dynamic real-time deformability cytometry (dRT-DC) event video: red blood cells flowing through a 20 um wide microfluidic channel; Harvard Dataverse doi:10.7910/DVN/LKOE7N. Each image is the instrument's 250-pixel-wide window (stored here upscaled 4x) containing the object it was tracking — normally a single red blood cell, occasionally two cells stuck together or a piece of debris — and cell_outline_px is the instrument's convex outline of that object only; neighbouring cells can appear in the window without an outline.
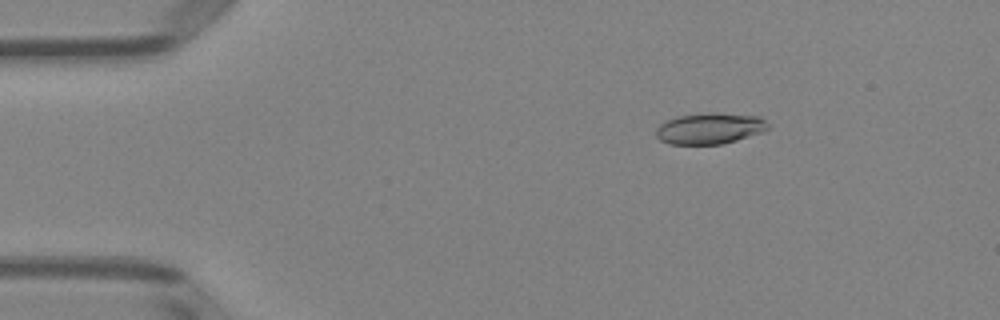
{"species": "Egyptian fruit bat (a non-hibernating species)", "species_latin": "Rousettus aegyptiacus", "temperature_condition": "room temperature", "stored_images_in_passage": 32, "camera_frame_rate_fps": 3000, "um_per_image_px": 0.085, "animal": {"sex": "female"}, "frame": {"image": 1, "passage_image": 8, "time_ms": 2.333, "image_size_px": [1000, 320], "cell_outline_px": [[768, 128], [764, 132], [736, 140], [720, 144], [668, 144], [660, 140], [656, 136], [656, 128], [660, 124], [676, 116], [708, 112], [712, 112], [760, 116], [768, 124]], "centroid_in_image_um": [60.32, 10.91], "position_along_channel_um": 24.7, "area_um2": 20.4}}
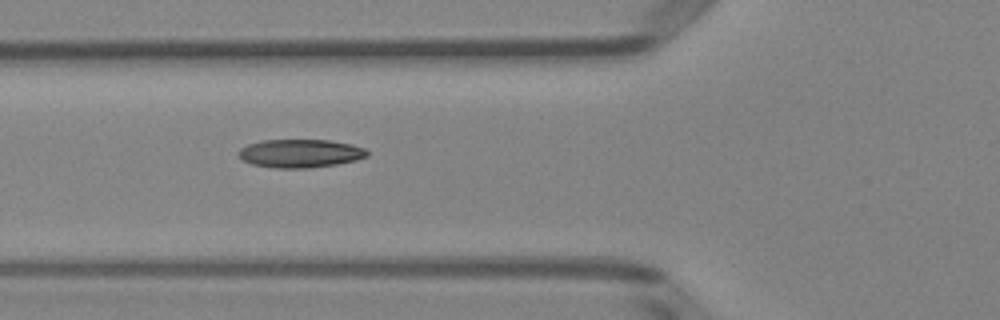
{"frame": {"image": 2, "passage_image": 19, "time_ms": 6.0, "image_size_px": [1000, 320], "cell_outline_px": [[368, 156], [356, 160], [336, 164], [308, 168], [276, 168], [252, 164], [244, 160], [236, 152], [240, 148], [248, 144], [264, 140], [328, 140], [352, 144], [364, 148], [368, 152]], "centroid_in_image_um": [25.52, 13.03], "position_along_channel_um": 100.3, "area_um2": 21.15}}
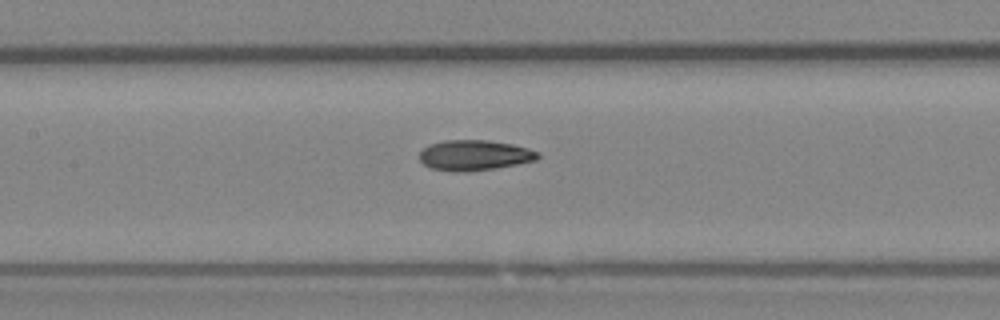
{"frame": {"image": 3, "passage_image": 24, "time_ms": 7.667, "image_size_px": [1000, 320], "cell_outline_px": [[540, 156], [536, 160], [496, 168], [468, 172], [452, 172], [428, 168], [420, 160], [420, 152], [428, 144], [444, 140], [488, 140], [512, 144], [528, 148], [540, 152]], "centroid_in_image_um": [40.31, 13.2], "position_along_channel_um": 167.1, "area_um2": 21.21}}